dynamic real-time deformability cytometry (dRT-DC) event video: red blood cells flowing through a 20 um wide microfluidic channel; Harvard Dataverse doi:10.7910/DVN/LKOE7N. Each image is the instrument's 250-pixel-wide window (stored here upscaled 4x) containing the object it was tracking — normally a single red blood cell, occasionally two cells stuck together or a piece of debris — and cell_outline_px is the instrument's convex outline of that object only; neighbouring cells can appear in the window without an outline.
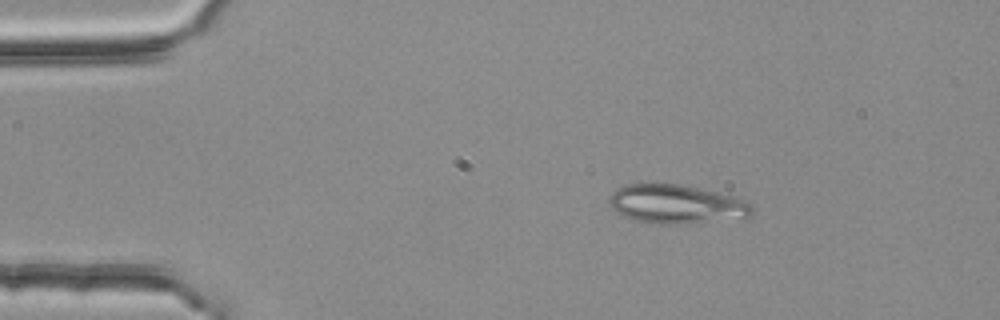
{"species": "common noctule bat (a hibernating species)", "species_latin": "Nyctalus noctula", "temperature_condition": "room temperature", "stored_images_in_passage": 4, "camera_frame_rate_fps": 3000, "um_per_image_px": 0.085, "animal": {"sex": "female", "body_mass_g": 25.1}, "frame": {"image": 1, "passage_image": 2, "time_ms": 0.333, "image_size_px": [1000, 320], "cell_outline_px": [[752, 216], [748, 220], [680, 224], [660, 224], [632, 220], [616, 212], [608, 204], [608, 200], [612, 192], [616, 188], [624, 184], [680, 184], [716, 192], [748, 200], [752, 204]], "centroid_in_image_um": [57.56, 17.38], "position_along_channel_um": 27.4, "area_um2": 33.23}}